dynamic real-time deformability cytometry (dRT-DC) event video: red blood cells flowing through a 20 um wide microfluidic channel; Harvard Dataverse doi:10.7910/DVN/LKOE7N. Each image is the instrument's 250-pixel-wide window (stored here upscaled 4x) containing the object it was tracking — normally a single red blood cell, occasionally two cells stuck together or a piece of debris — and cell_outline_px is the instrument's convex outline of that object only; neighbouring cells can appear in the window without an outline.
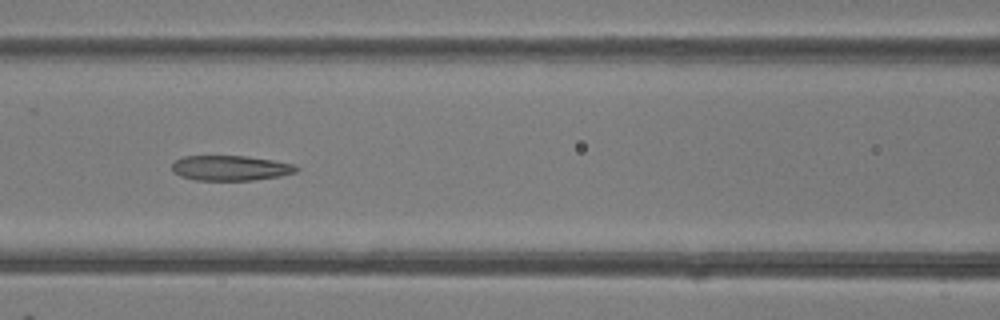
{"species": "common noctule bat (a hibernating species)", "species_latin": "Nyctalus noctula", "temperature_condition": "room temperature", "stored_images_in_passage": 35, "camera_frame_rate_fps": 3000, "um_per_image_px": 0.085, "animal": {"sex": "female"}, "frame": {"image": 1, "passage_image": 8, "time_ms": 2.333, "image_size_px": [1000, 320], "cell_outline_px": [[300, 168], [296, 172], [280, 176], [252, 180], [196, 180], [180, 176], [172, 172], [172, 164], [176, 160], [184, 156], [244, 156], [272, 160], [292, 164]], "centroid_in_image_um": [19.57, 14.28], "position_along_channel_um": 147.0, "area_um2": 18.09}}
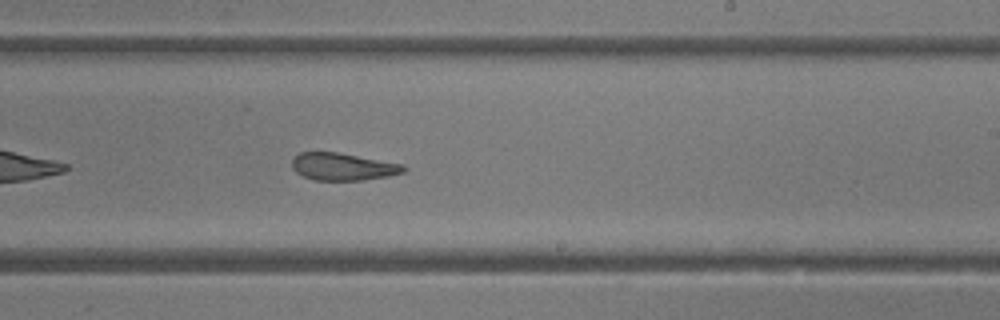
{"frame": {"image": 2, "passage_image": 16, "time_ms": 5.0, "image_size_px": [1000, 320], "cell_outline_px": [[408, 168], [404, 172], [388, 176], [364, 180], [312, 180], [296, 172], [292, 168], [292, 160], [300, 152], [336, 152], [404, 164]], "centroid_in_image_um": [29.16, 14.17], "position_along_channel_um": 259.8, "area_um2": 17.8}}
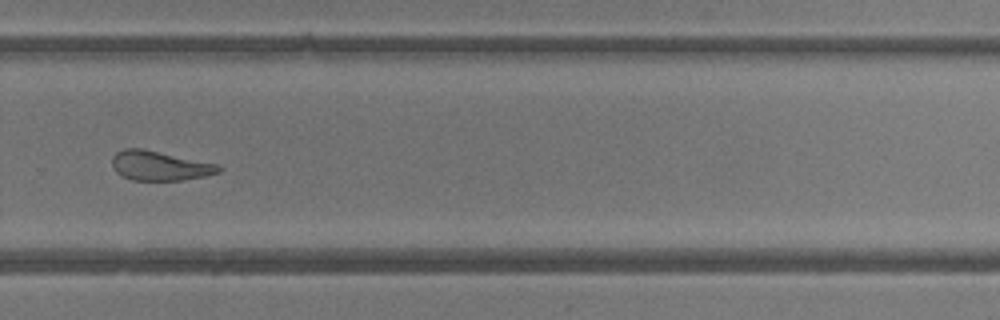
{"frame": {"image": 3, "passage_image": 20, "time_ms": 6.333, "image_size_px": [1000, 320], "cell_outline_px": [[224, 168], [220, 172], [204, 176], [184, 180], [132, 180], [116, 172], [112, 164], [112, 156], [116, 152], [124, 148], [140, 148], [220, 164]], "centroid_in_image_um": [13.61, 14.08], "position_along_channel_um": 316.2, "area_um2": 18.38}, "authors_computed_cell_mechanics": {"area_um2": 19.5364, "velocity_mm_per_s": 4.2536, "shape_relaxation_time_tau1_ms": null, "shape_relaxation_time_tau2_ms": 2.9553, "deformation_change_tau1": null, "deformation_change_tau2": 0.1343}}